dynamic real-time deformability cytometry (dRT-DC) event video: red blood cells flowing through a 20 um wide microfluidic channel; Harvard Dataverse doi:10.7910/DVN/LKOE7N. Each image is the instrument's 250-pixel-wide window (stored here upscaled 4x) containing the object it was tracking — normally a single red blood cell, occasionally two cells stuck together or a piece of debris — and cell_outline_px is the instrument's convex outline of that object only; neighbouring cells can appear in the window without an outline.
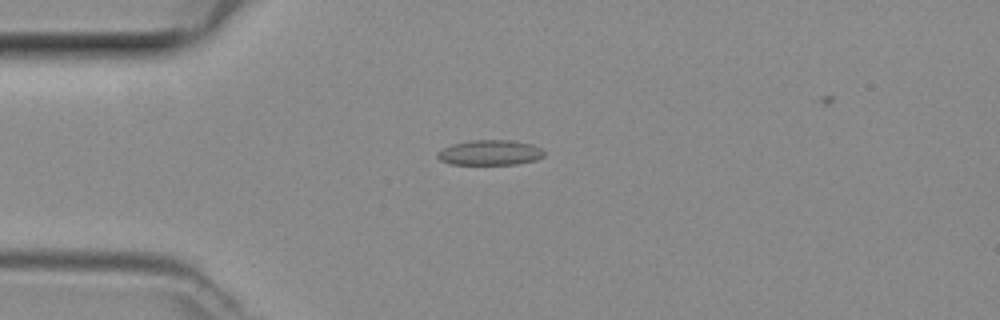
{"species": "common noctule bat (a hibernating species)", "species_latin": "Nyctalus noctula", "temperature_condition": "room temperature", "stored_images_in_passage": 32, "camera_frame_rate_fps": 3000, "um_per_image_px": 0.085, "animal": {"sex": "female", "body_mass_g": 29.2, "forearm_length_mm": 56.3}, "frame": {"image": 1, "passage_image": 3, "time_ms": 0.667, "image_size_px": [1000, 320], "cell_outline_px": [[544, 156], [536, 160], [516, 164], [452, 164], [440, 160], [436, 156], [436, 152], [452, 144], [472, 140], [512, 140], [532, 144], [540, 148], [544, 152]], "centroid_in_image_um": [41.65, 12.97], "position_along_channel_um": 43.4, "area_um2": 15.61}}
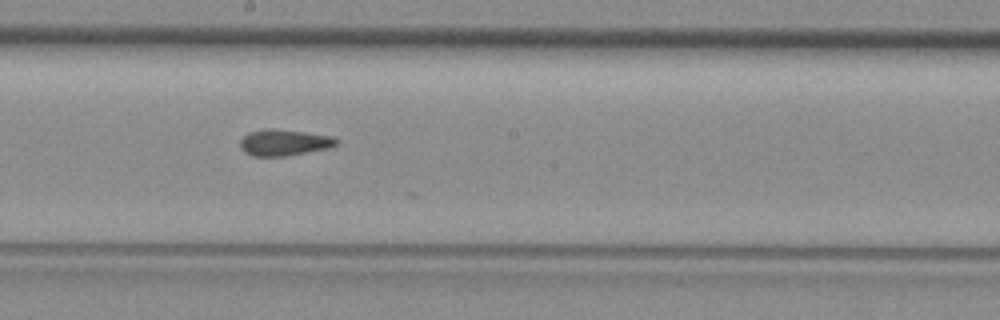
{"frame": {"image": 2, "passage_image": 17, "time_ms": 5.333, "image_size_px": [1000, 320], "cell_outline_px": [[340, 140], [336, 144], [328, 148], [288, 156], [252, 156], [244, 152], [240, 148], [240, 140], [248, 132], [264, 128], [272, 128], [304, 132], [332, 136]], "centroid_in_image_um": [24.12, 12.11], "position_along_channel_um": 224.1, "area_um2": 14.85}}
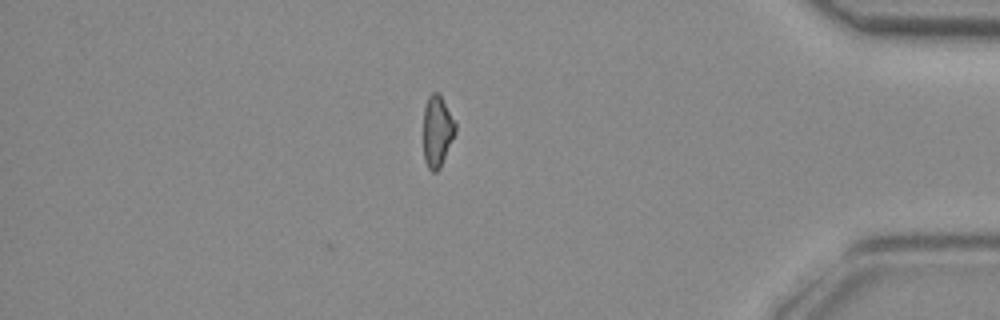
{"frame": {"image": 3, "passage_image": 32, "time_ms": 10.333, "image_size_px": [1000, 320], "cell_outline_px": [[456, 132], [440, 168], [436, 172], [432, 172], [428, 168], [424, 160], [424, 108], [428, 96], [432, 92], [440, 92], [456, 124]], "centroid_in_image_um": [37.17, 11.13], "position_along_channel_um": 398.0, "area_um2": 13.41}}